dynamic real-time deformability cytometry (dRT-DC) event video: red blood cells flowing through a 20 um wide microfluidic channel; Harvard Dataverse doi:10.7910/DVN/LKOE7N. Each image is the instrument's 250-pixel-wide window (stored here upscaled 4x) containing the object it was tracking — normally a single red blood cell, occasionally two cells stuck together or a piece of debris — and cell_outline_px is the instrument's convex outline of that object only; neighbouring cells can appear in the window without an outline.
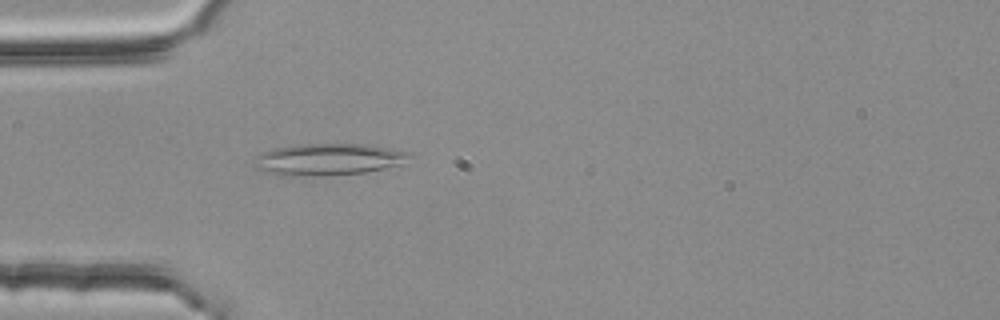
{"species": "common noctule bat (a hibernating species)", "species_latin": "Nyctalus noctula", "temperature_condition": "room temperature", "stored_images_in_passage": 3, "camera_frame_rate_fps": 3000, "um_per_image_px": 0.085, "animal": {"sex": "female", "body_mass_g": 25.1}, "frame": {"image": 1, "passage_image": 3, "time_ms": 0.667, "image_size_px": [1000, 320], "cell_outline_px": [[416, 156], [400, 164], [384, 168], [364, 172], [332, 176], [280, 176], [252, 168], [252, 164], [256, 156], [260, 152], [272, 148], [296, 144], [364, 144], [412, 152]], "centroid_in_image_um": [27.85, 13.55], "position_along_channel_um": 57.1, "area_um2": 29.48}}